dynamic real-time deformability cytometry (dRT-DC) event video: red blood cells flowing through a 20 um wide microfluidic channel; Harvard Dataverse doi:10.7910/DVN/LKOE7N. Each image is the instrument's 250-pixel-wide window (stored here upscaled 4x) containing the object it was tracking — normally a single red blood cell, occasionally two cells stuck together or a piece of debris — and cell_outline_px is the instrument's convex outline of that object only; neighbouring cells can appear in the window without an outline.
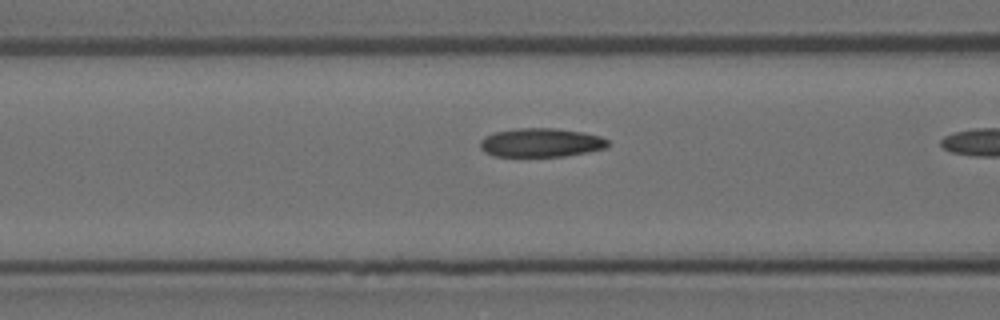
{"species": "Egyptian fruit bat (a non-hibernating species)", "species_latin": "Rousettus aegyptiacus", "temperature_condition": "room temperature", "stored_images_in_passage": 20, "camera_frame_rate_fps": 3000, "um_per_image_px": 0.085, "animal": {"sex": "female"}, "frame": {"image": 1, "passage_image": 19, "time_ms": 6.0, "image_size_px": [1000, 320], "cell_outline_px": [[608, 144], [604, 148], [588, 152], [564, 156], [492, 156], [484, 152], [480, 148], [480, 140], [484, 136], [496, 132], [516, 128], [556, 128], [584, 132], [600, 136], [608, 140]], "centroid_in_image_um": [45.95, 12.12], "position_along_channel_um": 120.6, "area_um2": 21.5}}